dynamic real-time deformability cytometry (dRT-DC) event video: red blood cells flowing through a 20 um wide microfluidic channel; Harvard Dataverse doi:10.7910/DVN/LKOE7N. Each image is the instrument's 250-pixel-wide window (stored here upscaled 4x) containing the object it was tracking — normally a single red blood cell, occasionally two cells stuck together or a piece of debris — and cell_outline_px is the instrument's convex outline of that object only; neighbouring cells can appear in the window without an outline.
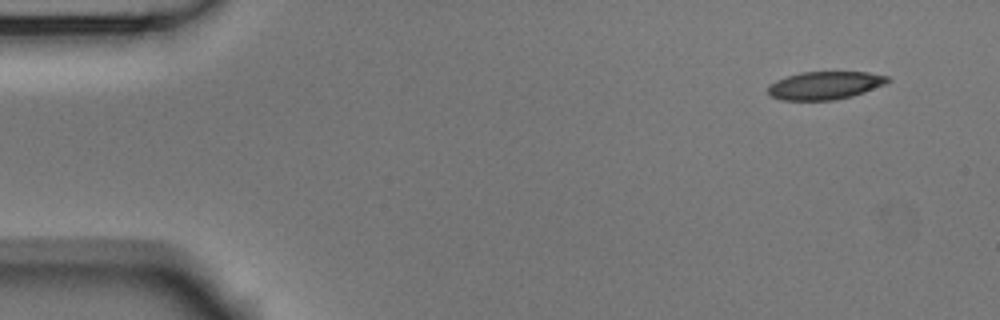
{"species": "Egyptian fruit bat (a non-hibernating species)", "species_latin": "Rousettus aegyptiacus", "temperature_condition": "room temperature", "stored_images_in_passage": 4, "camera_frame_rate_fps": 3000, "um_per_image_px": 0.085, "animal": {"sex": "male"}, "frame": {"image": 1, "passage_image": 1, "time_ms": 0.0, "image_size_px": [1000, 320], "cell_outline_px": [[892, 80], [884, 84], [864, 92], [852, 96], [836, 100], [780, 100], [772, 96], [768, 92], [768, 84], [776, 80], [800, 72], [868, 72], [888, 76]], "centroid_in_image_um": [70.11, 7.26], "position_along_channel_um": 14.9, "area_um2": 19.54}}